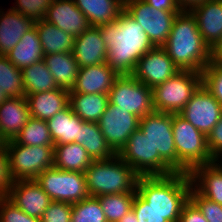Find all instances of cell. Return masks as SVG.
Here are the masks:
<instances>
[{
  "label": "cell",
  "instance_id": "6da1fadb",
  "mask_svg": "<svg viewBox=\"0 0 222 222\" xmlns=\"http://www.w3.org/2000/svg\"><path fill=\"white\" fill-rule=\"evenodd\" d=\"M99 27L108 50L106 62L118 75L133 74L139 59L155 47L125 10L115 22Z\"/></svg>",
  "mask_w": 222,
  "mask_h": 222
},
{
  "label": "cell",
  "instance_id": "7a4b0ae2",
  "mask_svg": "<svg viewBox=\"0 0 222 222\" xmlns=\"http://www.w3.org/2000/svg\"><path fill=\"white\" fill-rule=\"evenodd\" d=\"M162 47L180 70L202 72L211 59V48L202 38L190 10L177 14Z\"/></svg>",
  "mask_w": 222,
  "mask_h": 222
},
{
  "label": "cell",
  "instance_id": "3957f363",
  "mask_svg": "<svg viewBox=\"0 0 222 222\" xmlns=\"http://www.w3.org/2000/svg\"><path fill=\"white\" fill-rule=\"evenodd\" d=\"M192 187L189 174L139 176L136 192L169 222H179L181 210Z\"/></svg>",
  "mask_w": 222,
  "mask_h": 222
},
{
  "label": "cell",
  "instance_id": "277c9868",
  "mask_svg": "<svg viewBox=\"0 0 222 222\" xmlns=\"http://www.w3.org/2000/svg\"><path fill=\"white\" fill-rule=\"evenodd\" d=\"M90 197L136 193L139 175L117 154L93 161L84 172Z\"/></svg>",
  "mask_w": 222,
  "mask_h": 222
},
{
  "label": "cell",
  "instance_id": "5b68a950",
  "mask_svg": "<svg viewBox=\"0 0 222 222\" xmlns=\"http://www.w3.org/2000/svg\"><path fill=\"white\" fill-rule=\"evenodd\" d=\"M172 132L177 153V173L189 174L196 166L216 161L209 152L207 136L179 114H173Z\"/></svg>",
  "mask_w": 222,
  "mask_h": 222
},
{
  "label": "cell",
  "instance_id": "8992f818",
  "mask_svg": "<svg viewBox=\"0 0 222 222\" xmlns=\"http://www.w3.org/2000/svg\"><path fill=\"white\" fill-rule=\"evenodd\" d=\"M201 85V72L180 70L152 88L154 110L179 114Z\"/></svg>",
  "mask_w": 222,
  "mask_h": 222
},
{
  "label": "cell",
  "instance_id": "52a82bcc",
  "mask_svg": "<svg viewBox=\"0 0 222 222\" xmlns=\"http://www.w3.org/2000/svg\"><path fill=\"white\" fill-rule=\"evenodd\" d=\"M117 155L139 176H167L176 173L159 153L154 151L152 144L139 127Z\"/></svg>",
  "mask_w": 222,
  "mask_h": 222
},
{
  "label": "cell",
  "instance_id": "ba28073f",
  "mask_svg": "<svg viewBox=\"0 0 222 222\" xmlns=\"http://www.w3.org/2000/svg\"><path fill=\"white\" fill-rule=\"evenodd\" d=\"M5 146L14 181L35 179L45 169L54 166V146H27L14 140L7 141Z\"/></svg>",
  "mask_w": 222,
  "mask_h": 222
},
{
  "label": "cell",
  "instance_id": "9c48e42d",
  "mask_svg": "<svg viewBox=\"0 0 222 222\" xmlns=\"http://www.w3.org/2000/svg\"><path fill=\"white\" fill-rule=\"evenodd\" d=\"M35 181L52 201L77 203L90 197L85 174L75 171H65L54 166L45 169Z\"/></svg>",
  "mask_w": 222,
  "mask_h": 222
},
{
  "label": "cell",
  "instance_id": "30bf717a",
  "mask_svg": "<svg viewBox=\"0 0 222 222\" xmlns=\"http://www.w3.org/2000/svg\"><path fill=\"white\" fill-rule=\"evenodd\" d=\"M108 95L109 103L139 119L155 111L152 88L138 81L132 74L118 75Z\"/></svg>",
  "mask_w": 222,
  "mask_h": 222
},
{
  "label": "cell",
  "instance_id": "8fae6325",
  "mask_svg": "<svg viewBox=\"0 0 222 222\" xmlns=\"http://www.w3.org/2000/svg\"><path fill=\"white\" fill-rule=\"evenodd\" d=\"M125 11L139 23L155 47H162L169 37L177 14L158 10L144 0H125Z\"/></svg>",
  "mask_w": 222,
  "mask_h": 222
},
{
  "label": "cell",
  "instance_id": "7c38bea8",
  "mask_svg": "<svg viewBox=\"0 0 222 222\" xmlns=\"http://www.w3.org/2000/svg\"><path fill=\"white\" fill-rule=\"evenodd\" d=\"M172 113L153 111L139 120V128L154 151L177 173V153L172 132Z\"/></svg>",
  "mask_w": 222,
  "mask_h": 222
},
{
  "label": "cell",
  "instance_id": "4fadbf2b",
  "mask_svg": "<svg viewBox=\"0 0 222 222\" xmlns=\"http://www.w3.org/2000/svg\"><path fill=\"white\" fill-rule=\"evenodd\" d=\"M139 118L111 103L101 115L98 125L109 147L115 154L125 146L128 138L139 127Z\"/></svg>",
  "mask_w": 222,
  "mask_h": 222
},
{
  "label": "cell",
  "instance_id": "5bb4252c",
  "mask_svg": "<svg viewBox=\"0 0 222 222\" xmlns=\"http://www.w3.org/2000/svg\"><path fill=\"white\" fill-rule=\"evenodd\" d=\"M179 115L208 136L220 120L222 105L201 85Z\"/></svg>",
  "mask_w": 222,
  "mask_h": 222
},
{
  "label": "cell",
  "instance_id": "9a60e30c",
  "mask_svg": "<svg viewBox=\"0 0 222 222\" xmlns=\"http://www.w3.org/2000/svg\"><path fill=\"white\" fill-rule=\"evenodd\" d=\"M179 71L163 47H153L139 59L132 75L147 87L153 88Z\"/></svg>",
  "mask_w": 222,
  "mask_h": 222
},
{
  "label": "cell",
  "instance_id": "2e32d148",
  "mask_svg": "<svg viewBox=\"0 0 222 222\" xmlns=\"http://www.w3.org/2000/svg\"><path fill=\"white\" fill-rule=\"evenodd\" d=\"M7 198L29 216L39 219L52 202L35 179L14 181Z\"/></svg>",
  "mask_w": 222,
  "mask_h": 222
},
{
  "label": "cell",
  "instance_id": "e0dca14e",
  "mask_svg": "<svg viewBox=\"0 0 222 222\" xmlns=\"http://www.w3.org/2000/svg\"><path fill=\"white\" fill-rule=\"evenodd\" d=\"M44 20L74 37L90 27L88 19L73 0H54L48 7Z\"/></svg>",
  "mask_w": 222,
  "mask_h": 222
},
{
  "label": "cell",
  "instance_id": "ac0fdd59",
  "mask_svg": "<svg viewBox=\"0 0 222 222\" xmlns=\"http://www.w3.org/2000/svg\"><path fill=\"white\" fill-rule=\"evenodd\" d=\"M190 12L196 17L202 38L212 48L222 37V0H203Z\"/></svg>",
  "mask_w": 222,
  "mask_h": 222
},
{
  "label": "cell",
  "instance_id": "d6986e66",
  "mask_svg": "<svg viewBox=\"0 0 222 222\" xmlns=\"http://www.w3.org/2000/svg\"><path fill=\"white\" fill-rule=\"evenodd\" d=\"M107 51L100 27L90 26L75 37L73 55L80 68L105 63Z\"/></svg>",
  "mask_w": 222,
  "mask_h": 222
},
{
  "label": "cell",
  "instance_id": "ffe728a7",
  "mask_svg": "<svg viewBox=\"0 0 222 222\" xmlns=\"http://www.w3.org/2000/svg\"><path fill=\"white\" fill-rule=\"evenodd\" d=\"M118 74L111 69L107 62L79 68L74 93L109 94Z\"/></svg>",
  "mask_w": 222,
  "mask_h": 222
},
{
  "label": "cell",
  "instance_id": "44dd1931",
  "mask_svg": "<svg viewBox=\"0 0 222 222\" xmlns=\"http://www.w3.org/2000/svg\"><path fill=\"white\" fill-rule=\"evenodd\" d=\"M26 96L10 97L0 104V134L7 142L14 140L30 118Z\"/></svg>",
  "mask_w": 222,
  "mask_h": 222
},
{
  "label": "cell",
  "instance_id": "7402d4cb",
  "mask_svg": "<svg viewBox=\"0 0 222 222\" xmlns=\"http://www.w3.org/2000/svg\"><path fill=\"white\" fill-rule=\"evenodd\" d=\"M217 162L196 166L189 176L199 194L222 205V164Z\"/></svg>",
  "mask_w": 222,
  "mask_h": 222
},
{
  "label": "cell",
  "instance_id": "603a6c76",
  "mask_svg": "<svg viewBox=\"0 0 222 222\" xmlns=\"http://www.w3.org/2000/svg\"><path fill=\"white\" fill-rule=\"evenodd\" d=\"M8 10L6 14L0 11V55H7L35 24L28 16L12 8Z\"/></svg>",
  "mask_w": 222,
  "mask_h": 222
},
{
  "label": "cell",
  "instance_id": "cb8c5ba5",
  "mask_svg": "<svg viewBox=\"0 0 222 222\" xmlns=\"http://www.w3.org/2000/svg\"><path fill=\"white\" fill-rule=\"evenodd\" d=\"M27 98L30 116L48 120L56 113L65 109L69 104V91L57 88L50 91L25 95Z\"/></svg>",
  "mask_w": 222,
  "mask_h": 222
},
{
  "label": "cell",
  "instance_id": "d4e9b609",
  "mask_svg": "<svg viewBox=\"0 0 222 222\" xmlns=\"http://www.w3.org/2000/svg\"><path fill=\"white\" fill-rule=\"evenodd\" d=\"M84 122L73 112L70 104L46 120L54 145L72 142L80 144L81 127Z\"/></svg>",
  "mask_w": 222,
  "mask_h": 222
},
{
  "label": "cell",
  "instance_id": "484cf974",
  "mask_svg": "<svg viewBox=\"0 0 222 222\" xmlns=\"http://www.w3.org/2000/svg\"><path fill=\"white\" fill-rule=\"evenodd\" d=\"M86 16L90 26L115 22L125 10V0H73Z\"/></svg>",
  "mask_w": 222,
  "mask_h": 222
},
{
  "label": "cell",
  "instance_id": "4316f807",
  "mask_svg": "<svg viewBox=\"0 0 222 222\" xmlns=\"http://www.w3.org/2000/svg\"><path fill=\"white\" fill-rule=\"evenodd\" d=\"M43 60L59 88L71 91L76 83L79 66L73 52L44 55Z\"/></svg>",
  "mask_w": 222,
  "mask_h": 222
},
{
  "label": "cell",
  "instance_id": "83f0119b",
  "mask_svg": "<svg viewBox=\"0 0 222 222\" xmlns=\"http://www.w3.org/2000/svg\"><path fill=\"white\" fill-rule=\"evenodd\" d=\"M6 56L19 70L43 60L44 53L36 27L25 33Z\"/></svg>",
  "mask_w": 222,
  "mask_h": 222
},
{
  "label": "cell",
  "instance_id": "f1b7e54d",
  "mask_svg": "<svg viewBox=\"0 0 222 222\" xmlns=\"http://www.w3.org/2000/svg\"><path fill=\"white\" fill-rule=\"evenodd\" d=\"M69 102L73 112L83 121L98 123L109 103V95L85 94L69 91Z\"/></svg>",
  "mask_w": 222,
  "mask_h": 222
},
{
  "label": "cell",
  "instance_id": "f546056e",
  "mask_svg": "<svg viewBox=\"0 0 222 222\" xmlns=\"http://www.w3.org/2000/svg\"><path fill=\"white\" fill-rule=\"evenodd\" d=\"M44 55L73 52L75 37L46 20L35 21Z\"/></svg>",
  "mask_w": 222,
  "mask_h": 222
},
{
  "label": "cell",
  "instance_id": "4dcf8cb0",
  "mask_svg": "<svg viewBox=\"0 0 222 222\" xmlns=\"http://www.w3.org/2000/svg\"><path fill=\"white\" fill-rule=\"evenodd\" d=\"M93 162L79 143L54 145V167L65 171L84 173Z\"/></svg>",
  "mask_w": 222,
  "mask_h": 222
},
{
  "label": "cell",
  "instance_id": "1f68e13d",
  "mask_svg": "<svg viewBox=\"0 0 222 222\" xmlns=\"http://www.w3.org/2000/svg\"><path fill=\"white\" fill-rule=\"evenodd\" d=\"M80 145L93 161L109 159L115 155L101 133L98 123L84 122L81 127Z\"/></svg>",
  "mask_w": 222,
  "mask_h": 222
},
{
  "label": "cell",
  "instance_id": "d6a6232c",
  "mask_svg": "<svg viewBox=\"0 0 222 222\" xmlns=\"http://www.w3.org/2000/svg\"><path fill=\"white\" fill-rule=\"evenodd\" d=\"M21 71L25 95L59 88L44 60L36 62Z\"/></svg>",
  "mask_w": 222,
  "mask_h": 222
},
{
  "label": "cell",
  "instance_id": "836d02e7",
  "mask_svg": "<svg viewBox=\"0 0 222 222\" xmlns=\"http://www.w3.org/2000/svg\"><path fill=\"white\" fill-rule=\"evenodd\" d=\"M14 141L27 146H54L46 120L30 117Z\"/></svg>",
  "mask_w": 222,
  "mask_h": 222
},
{
  "label": "cell",
  "instance_id": "e575fe53",
  "mask_svg": "<svg viewBox=\"0 0 222 222\" xmlns=\"http://www.w3.org/2000/svg\"><path fill=\"white\" fill-rule=\"evenodd\" d=\"M0 88L9 98L25 96L22 71L0 55Z\"/></svg>",
  "mask_w": 222,
  "mask_h": 222
},
{
  "label": "cell",
  "instance_id": "d590c367",
  "mask_svg": "<svg viewBox=\"0 0 222 222\" xmlns=\"http://www.w3.org/2000/svg\"><path fill=\"white\" fill-rule=\"evenodd\" d=\"M135 193L100 195V201L107 222H118L132 209Z\"/></svg>",
  "mask_w": 222,
  "mask_h": 222
},
{
  "label": "cell",
  "instance_id": "8d00e7d4",
  "mask_svg": "<svg viewBox=\"0 0 222 222\" xmlns=\"http://www.w3.org/2000/svg\"><path fill=\"white\" fill-rule=\"evenodd\" d=\"M71 222H107L97 197H88L72 204Z\"/></svg>",
  "mask_w": 222,
  "mask_h": 222
},
{
  "label": "cell",
  "instance_id": "74e56055",
  "mask_svg": "<svg viewBox=\"0 0 222 222\" xmlns=\"http://www.w3.org/2000/svg\"><path fill=\"white\" fill-rule=\"evenodd\" d=\"M202 85L222 105V66L209 62L201 72Z\"/></svg>",
  "mask_w": 222,
  "mask_h": 222
},
{
  "label": "cell",
  "instance_id": "f35d334b",
  "mask_svg": "<svg viewBox=\"0 0 222 222\" xmlns=\"http://www.w3.org/2000/svg\"><path fill=\"white\" fill-rule=\"evenodd\" d=\"M189 199L197 206L208 222H222V205L199 194L193 187Z\"/></svg>",
  "mask_w": 222,
  "mask_h": 222
},
{
  "label": "cell",
  "instance_id": "ab89813d",
  "mask_svg": "<svg viewBox=\"0 0 222 222\" xmlns=\"http://www.w3.org/2000/svg\"><path fill=\"white\" fill-rule=\"evenodd\" d=\"M16 7L13 10L25 16H28L34 21L45 19V14L48 7L54 0H16Z\"/></svg>",
  "mask_w": 222,
  "mask_h": 222
},
{
  "label": "cell",
  "instance_id": "60d3db41",
  "mask_svg": "<svg viewBox=\"0 0 222 222\" xmlns=\"http://www.w3.org/2000/svg\"><path fill=\"white\" fill-rule=\"evenodd\" d=\"M0 222H41V219L29 216L4 197L0 198Z\"/></svg>",
  "mask_w": 222,
  "mask_h": 222
},
{
  "label": "cell",
  "instance_id": "b9f144b4",
  "mask_svg": "<svg viewBox=\"0 0 222 222\" xmlns=\"http://www.w3.org/2000/svg\"><path fill=\"white\" fill-rule=\"evenodd\" d=\"M138 222H169L164 215L153 209L137 192L132 204Z\"/></svg>",
  "mask_w": 222,
  "mask_h": 222
},
{
  "label": "cell",
  "instance_id": "7bdbcfd3",
  "mask_svg": "<svg viewBox=\"0 0 222 222\" xmlns=\"http://www.w3.org/2000/svg\"><path fill=\"white\" fill-rule=\"evenodd\" d=\"M72 204L52 201L41 217V222H71Z\"/></svg>",
  "mask_w": 222,
  "mask_h": 222
},
{
  "label": "cell",
  "instance_id": "ee69618b",
  "mask_svg": "<svg viewBox=\"0 0 222 222\" xmlns=\"http://www.w3.org/2000/svg\"><path fill=\"white\" fill-rule=\"evenodd\" d=\"M14 180L10 174L9 156L6 146L0 147V198L9 195Z\"/></svg>",
  "mask_w": 222,
  "mask_h": 222
},
{
  "label": "cell",
  "instance_id": "f6af8a7d",
  "mask_svg": "<svg viewBox=\"0 0 222 222\" xmlns=\"http://www.w3.org/2000/svg\"><path fill=\"white\" fill-rule=\"evenodd\" d=\"M207 145L211 156L217 160L222 156V115L220 120L207 136Z\"/></svg>",
  "mask_w": 222,
  "mask_h": 222
},
{
  "label": "cell",
  "instance_id": "bcb514c9",
  "mask_svg": "<svg viewBox=\"0 0 222 222\" xmlns=\"http://www.w3.org/2000/svg\"><path fill=\"white\" fill-rule=\"evenodd\" d=\"M179 222H208L197 206L189 199L181 210Z\"/></svg>",
  "mask_w": 222,
  "mask_h": 222
},
{
  "label": "cell",
  "instance_id": "7dc6e473",
  "mask_svg": "<svg viewBox=\"0 0 222 222\" xmlns=\"http://www.w3.org/2000/svg\"><path fill=\"white\" fill-rule=\"evenodd\" d=\"M148 5L158 10L181 12L182 9L176 0H144Z\"/></svg>",
  "mask_w": 222,
  "mask_h": 222
},
{
  "label": "cell",
  "instance_id": "c3c4849f",
  "mask_svg": "<svg viewBox=\"0 0 222 222\" xmlns=\"http://www.w3.org/2000/svg\"><path fill=\"white\" fill-rule=\"evenodd\" d=\"M210 62L222 66V37L217 44L211 48Z\"/></svg>",
  "mask_w": 222,
  "mask_h": 222
},
{
  "label": "cell",
  "instance_id": "681fc988",
  "mask_svg": "<svg viewBox=\"0 0 222 222\" xmlns=\"http://www.w3.org/2000/svg\"><path fill=\"white\" fill-rule=\"evenodd\" d=\"M182 10H190L194 5L199 4L203 0H176Z\"/></svg>",
  "mask_w": 222,
  "mask_h": 222
},
{
  "label": "cell",
  "instance_id": "f907efd6",
  "mask_svg": "<svg viewBox=\"0 0 222 222\" xmlns=\"http://www.w3.org/2000/svg\"><path fill=\"white\" fill-rule=\"evenodd\" d=\"M118 222H138L136 214L133 209H130Z\"/></svg>",
  "mask_w": 222,
  "mask_h": 222
},
{
  "label": "cell",
  "instance_id": "816d5d0a",
  "mask_svg": "<svg viewBox=\"0 0 222 222\" xmlns=\"http://www.w3.org/2000/svg\"><path fill=\"white\" fill-rule=\"evenodd\" d=\"M8 98L9 97L3 91H1V88H0V104H2Z\"/></svg>",
  "mask_w": 222,
  "mask_h": 222
},
{
  "label": "cell",
  "instance_id": "f5cc1de1",
  "mask_svg": "<svg viewBox=\"0 0 222 222\" xmlns=\"http://www.w3.org/2000/svg\"><path fill=\"white\" fill-rule=\"evenodd\" d=\"M6 141L3 139V137L0 134V147L5 146Z\"/></svg>",
  "mask_w": 222,
  "mask_h": 222
}]
</instances>
